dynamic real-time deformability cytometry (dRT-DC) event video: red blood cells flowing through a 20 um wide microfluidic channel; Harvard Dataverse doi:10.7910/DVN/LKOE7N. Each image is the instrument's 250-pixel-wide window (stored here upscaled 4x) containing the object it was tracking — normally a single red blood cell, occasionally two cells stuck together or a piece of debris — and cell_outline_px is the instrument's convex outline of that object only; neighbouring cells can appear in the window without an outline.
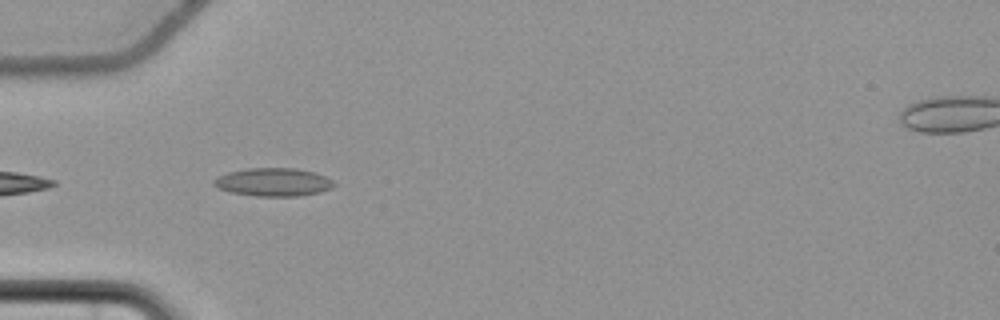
{"species": "common noctule bat (a hibernating species)", "species_latin": "Nyctalus noctula", "temperature_condition": "cold", "stored_images_in_passage": 6, "camera_frame_rate_fps": 3000, "um_per_image_px": 0.085, "animal": {"sex": "female", "body_mass_g": 22.7, "forearm_length_mm": 54.2}, "frame": {"image": 1, "passage_image": 2, "time_ms": 0.333, "image_size_px": [1000, 320], "cell_outline_px": [[336, 184], [332, 188], [320, 192], [300, 196], [256, 196], [232, 192], [220, 188], [212, 184], [212, 180], [216, 176], [228, 172], [248, 168], [296, 168], [316, 172], [332, 180]], "centroid_in_image_um": [23.24, 15.47], "position_along_channel_um": 61.8, "area_um2": 19.83}}